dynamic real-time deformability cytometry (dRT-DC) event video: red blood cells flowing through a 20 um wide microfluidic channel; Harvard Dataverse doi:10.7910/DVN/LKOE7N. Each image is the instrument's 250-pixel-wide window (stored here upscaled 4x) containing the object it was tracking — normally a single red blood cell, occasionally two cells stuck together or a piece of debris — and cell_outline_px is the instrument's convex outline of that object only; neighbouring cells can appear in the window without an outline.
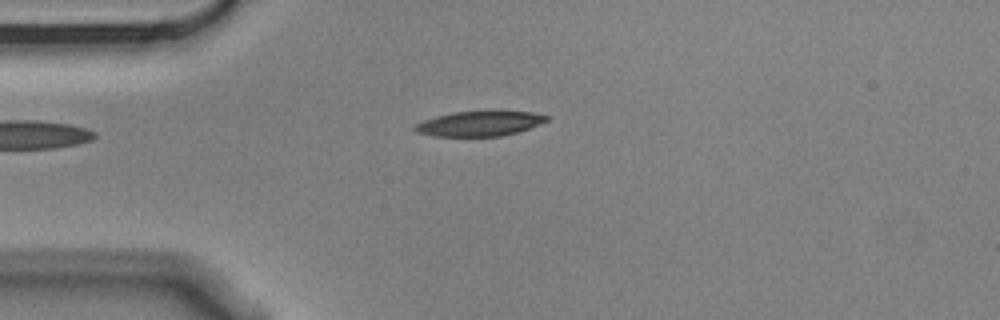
{"species": "Egyptian fruit bat (a non-hibernating species)", "species_latin": "Rousettus aegyptiacus", "temperature_condition": "cold", "stored_images_in_passage": 8, "camera_frame_rate_fps": 3000, "um_per_image_px": 0.085, "animal": {"sex": "male"}, "frame": {"image": 1, "passage_image": 1, "time_ms": 0.0, "image_size_px": [1000, 320], "cell_outline_px": [[548, 120], [528, 128], [516, 132], [500, 136], [432, 136], [416, 132], [412, 128], [416, 124], [424, 120], [436, 116], [456, 112], [532, 112], [548, 116]], "centroid_in_image_um": [40.7, 10.52], "position_along_channel_um": 44.3, "area_um2": 18.67}}
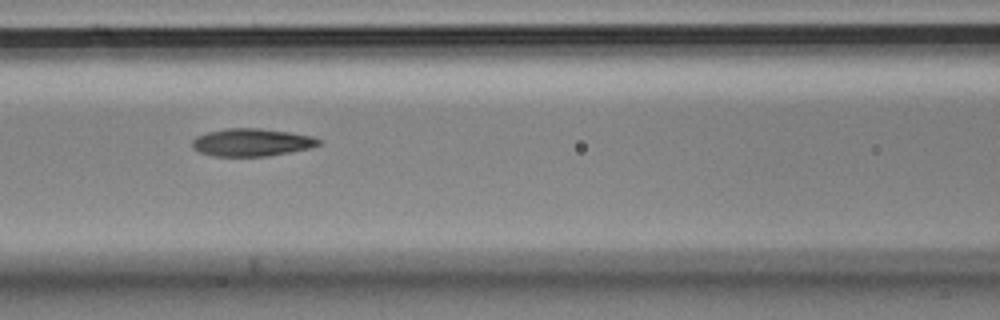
{"frame": {"image": 2, "passage_image": 4, "time_ms": 1.0, "image_size_px": [1000, 320], "cell_outline_px": [[320, 144], [308, 148], [268, 156], [212, 156], [200, 152], [192, 148], [192, 140], [196, 136], [208, 132], [228, 128], [260, 128], [288, 132], [312, 136], [320, 140]], "centroid_in_image_um": [21.35, 12.1], "position_along_channel_um": 145.3, "area_um2": 20.23}}
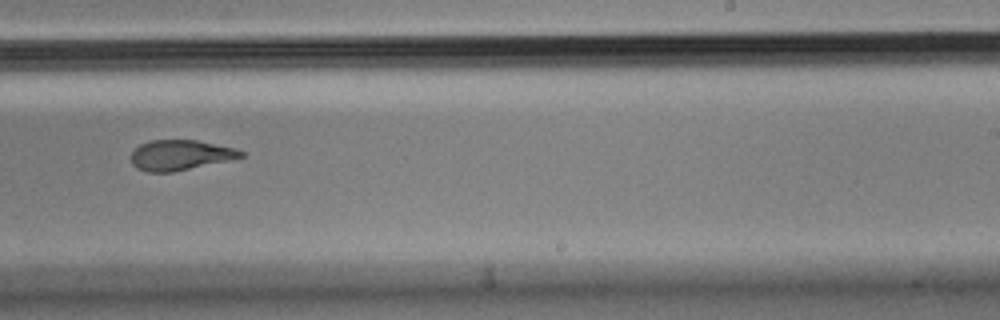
{"frame": {"image": 3, "passage_image": 7, "time_ms": 2.0, "image_size_px": [1000, 320], "cell_outline_px": [[244, 156], [228, 160], [172, 172], [148, 172], [136, 168], [132, 164], [132, 152], [140, 144], [148, 140], [196, 140], [236, 148], [244, 152]], "centroid_in_image_um": [15.3, 13.17], "position_along_channel_um": 273.7, "area_um2": 19.19}}